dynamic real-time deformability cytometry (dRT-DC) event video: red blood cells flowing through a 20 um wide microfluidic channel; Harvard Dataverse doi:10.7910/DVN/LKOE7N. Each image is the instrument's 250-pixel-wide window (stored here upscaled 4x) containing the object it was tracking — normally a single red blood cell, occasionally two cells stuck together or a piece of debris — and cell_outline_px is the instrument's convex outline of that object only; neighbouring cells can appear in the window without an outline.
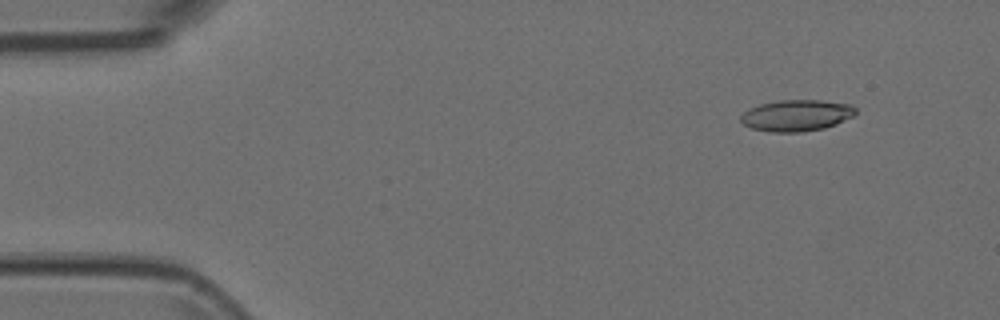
{"species": "Egyptian fruit bat (a non-hibernating species)", "species_latin": "Rousettus aegyptiacus", "temperature_condition": "room temperature", "stored_images_in_passage": 5, "camera_frame_rate_fps": 3000, "um_per_image_px": 0.085, "animal": {"sex": "female"}, "frame": {"image": 1, "passage_image": 2, "time_ms": 0.333, "image_size_px": [1000, 320], "cell_outline_px": [[856, 116], [836, 124], [824, 128], [800, 132], [768, 132], [752, 128], [744, 124], [740, 120], [740, 116], [748, 108], [760, 104], [776, 100], [820, 100], [852, 104], [856, 108]], "centroid_in_image_um": [67.72, 9.8], "position_along_channel_um": 17.3, "area_um2": 21.27}}
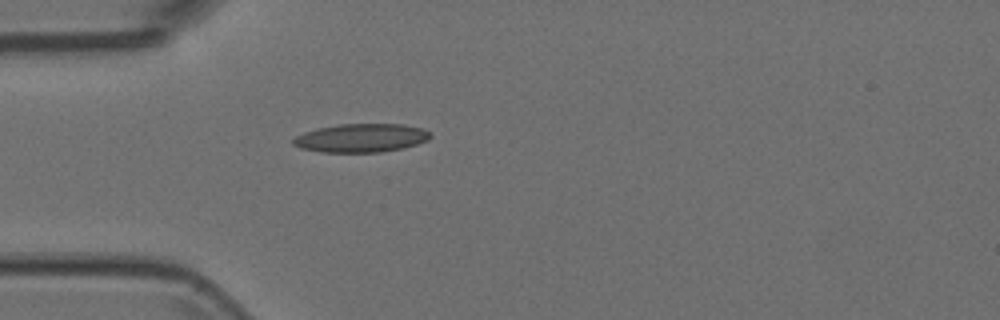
{"frame": {"image": 2, "passage_image": 5, "time_ms": 1.333, "image_size_px": [1000, 320], "cell_outline_px": [[432, 136], [428, 140], [404, 148], [380, 152], [320, 152], [300, 148], [292, 144], [292, 140], [296, 136], [304, 132], [316, 128], [340, 124], [404, 124], [424, 128], [432, 132]], "centroid_in_image_um": [30.72, 11.72], "position_along_channel_um": 54.3, "area_um2": 23.06}}